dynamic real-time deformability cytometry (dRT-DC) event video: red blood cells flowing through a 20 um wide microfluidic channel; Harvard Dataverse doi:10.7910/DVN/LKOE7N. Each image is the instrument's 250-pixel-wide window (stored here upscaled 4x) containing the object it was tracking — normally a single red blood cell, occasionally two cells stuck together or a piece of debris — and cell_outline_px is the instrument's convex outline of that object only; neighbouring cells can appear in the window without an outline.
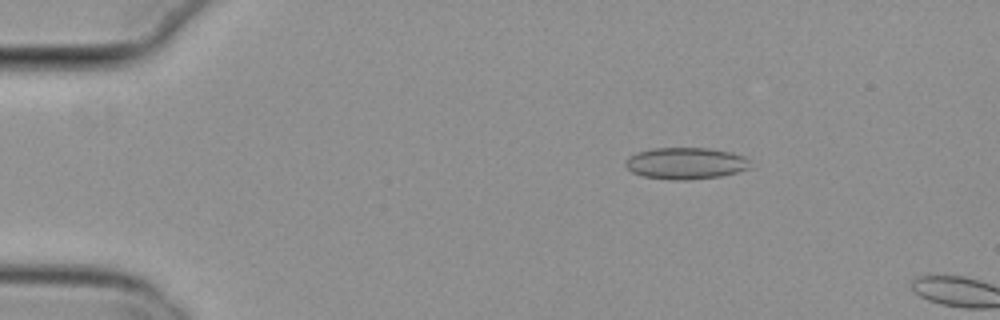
{"species": "common noctule bat (a hibernating species)", "species_latin": "Nyctalus noctula", "temperature_condition": "cold", "stored_images_in_passage": 12, "camera_frame_rate_fps": 3000, "um_per_image_px": 0.085, "animal": {"sex": "female", "body_mass_g": 29.2, "forearm_length_mm": 56.3}, "frame": {"image": 1, "passage_image": 10, "time_ms": 3.0, "image_size_px": [1000, 320], "cell_outline_px": [[748, 168], [736, 172], [720, 176], [688, 180], [672, 180], [644, 176], [632, 172], [624, 164], [628, 156], [636, 152], [652, 148], [708, 148], [732, 152], [744, 156], [748, 160]], "centroid_in_image_um": [58.24, 13.87], "position_along_channel_um": 26.8, "area_um2": 22.95}}